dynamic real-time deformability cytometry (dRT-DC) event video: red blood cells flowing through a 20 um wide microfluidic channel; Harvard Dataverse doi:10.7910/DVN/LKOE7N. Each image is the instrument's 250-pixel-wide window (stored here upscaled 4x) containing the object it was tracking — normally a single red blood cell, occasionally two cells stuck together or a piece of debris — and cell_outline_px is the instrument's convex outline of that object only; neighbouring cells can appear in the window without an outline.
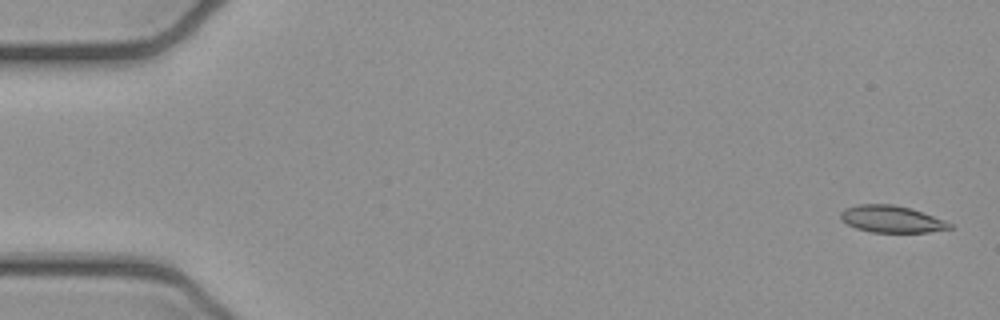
{"species": "common noctule bat (a hibernating species)", "species_latin": "Nyctalus noctula", "temperature_condition": "cold", "stored_images_in_passage": 6, "camera_frame_rate_fps": 3000, "um_per_image_px": 0.085, "animal": {"sex": "female", "body_mass_g": 21.9}, "frame": {"image": 1, "passage_image": 1, "time_ms": 0.0, "image_size_px": [1000, 320], "cell_outline_px": [[952, 228], [928, 232], [872, 232], [856, 228], [840, 220], [840, 212], [844, 208], [856, 204], [892, 204], [912, 208], [944, 220], [952, 224]], "centroid_in_image_um": [75.75, 18.61], "position_along_channel_um": 9.3, "area_um2": 17.17}}
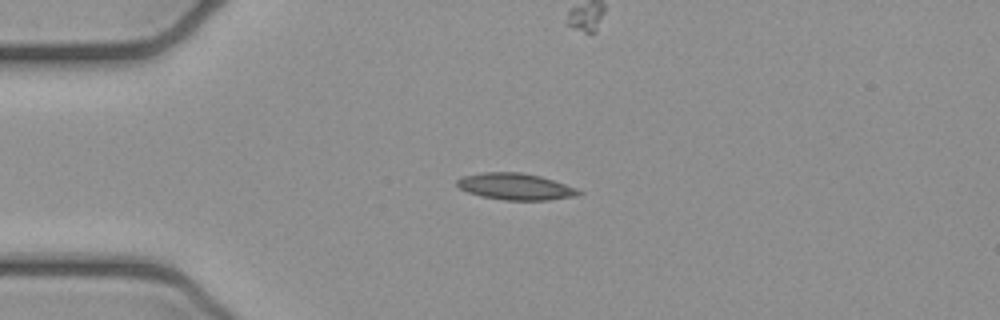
{"frame": {"image": 2, "passage_image": 4, "time_ms": 1.0, "image_size_px": [1000, 320], "cell_outline_px": [[584, 192], [576, 196], [548, 200], [504, 200], [480, 196], [468, 192], [460, 188], [456, 184], [456, 180], [464, 176], [484, 172], [520, 172], [540, 176], [576, 188]], "centroid_in_image_um": [43.81, 15.86], "position_along_channel_um": 41.2, "area_um2": 18.73}}